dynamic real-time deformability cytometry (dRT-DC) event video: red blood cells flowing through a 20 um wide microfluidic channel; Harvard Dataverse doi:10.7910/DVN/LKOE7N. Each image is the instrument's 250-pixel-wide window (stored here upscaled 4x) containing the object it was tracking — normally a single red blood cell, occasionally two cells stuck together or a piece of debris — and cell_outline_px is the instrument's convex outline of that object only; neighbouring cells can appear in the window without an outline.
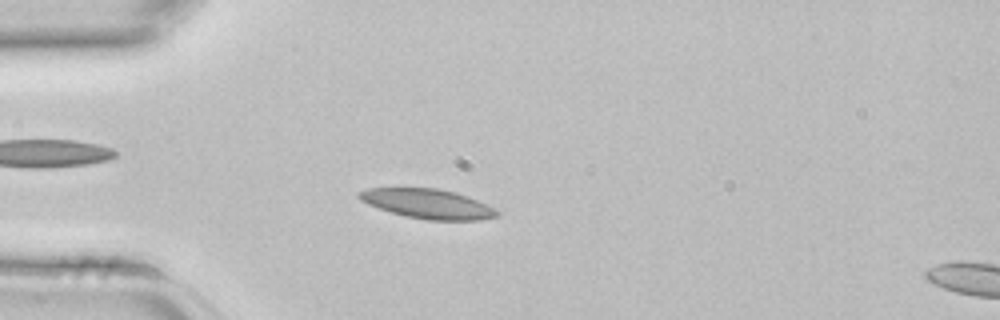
{"species": "common noctule bat (a hibernating species)", "species_latin": "Nyctalus noctula", "temperature_condition": "room temperature", "stored_images_in_passage": 4, "camera_frame_rate_fps": 3000, "um_per_image_px": 0.085, "animal": {"sex": "female", "body_mass_g": 22.7, "forearm_length_mm": 54.2}, "frame": {"image": 1, "passage_image": 3, "time_ms": 0.667, "image_size_px": [1000, 320], "cell_outline_px": [[500, 216], [480, 220], [428, 220], [408, 216], [392, 212], [368, 204], [360, 200], [356, 196], [360, 192], [368, 188], [436, 188], [456, 192], [468, 196], [500, 212]], "centroid_in_image_um": [36.37, 17.32], "position_along_channel_um": 48.6, "area_um2": 23.47}}